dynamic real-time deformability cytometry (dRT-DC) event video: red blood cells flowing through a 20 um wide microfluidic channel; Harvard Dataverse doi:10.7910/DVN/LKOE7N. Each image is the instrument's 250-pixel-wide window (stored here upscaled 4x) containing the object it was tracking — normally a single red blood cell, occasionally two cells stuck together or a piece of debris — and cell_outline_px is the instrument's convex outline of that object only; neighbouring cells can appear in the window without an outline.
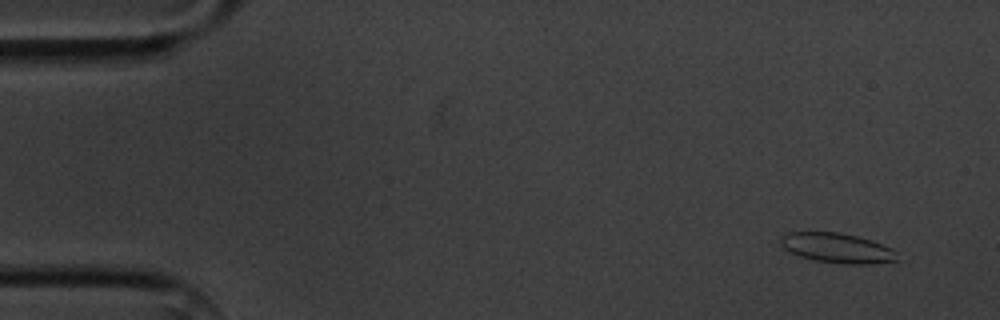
{"species": "common noctule bat (a hibernating species)", "species_latin": "Nyctalus noctula", "temperature_condition": "cold", "stored_images_in_passage": 5, "camera_frame_rate_fps": 3000, "um_per_image_px": 0.085, "animal": {"sex": "male", "body_mass_g": 20.1, "forearm_length_mm": 53.5}, "frame": {"image": 1, "passage_image": 1, "time_ms": 0.0, "image_size_px": [1000, 320], "cell_outline_px": [[900, 260], [872, 264], [848, 264], [816, 260], [800, 256], [784, 248], [780, 244], [780, 236], [788, 232], [840, 232], [872, 240], [892, 248], [896, 252]], "centroid_in_image_um": [71.19, 21.07], "position_along_channel_um": 13.8, "area_um2": 20.29}}
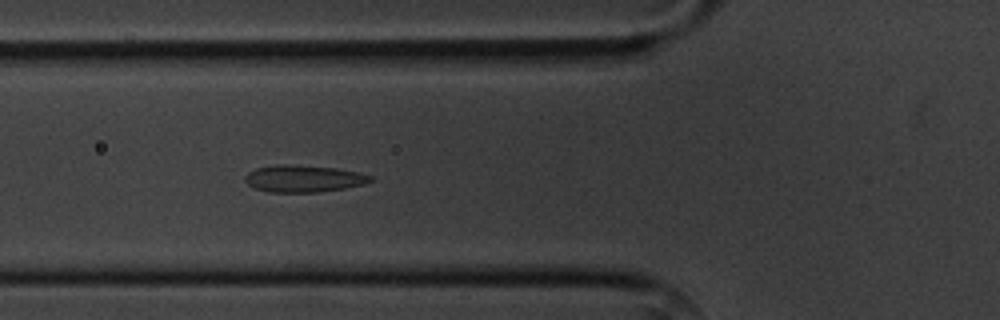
{"frame": {"image": 2, "passage_image": 5, "time_ms": 5.333, "image_size_px": [1000, 320], "cell_outline_px": [[372, 180], [364, 184], [344, 188], [320, 192], [268, 192], [252, 188], [244, 180], [244, 176], [248, 172], [256, 168], [276, 164], [284, 164], [336, 168], [360, 172], [372, 176]], "centroid_in_image_um": [25.77, 15.18], "position_along_channel_um": 100.0, "area_um2": 19.83}}